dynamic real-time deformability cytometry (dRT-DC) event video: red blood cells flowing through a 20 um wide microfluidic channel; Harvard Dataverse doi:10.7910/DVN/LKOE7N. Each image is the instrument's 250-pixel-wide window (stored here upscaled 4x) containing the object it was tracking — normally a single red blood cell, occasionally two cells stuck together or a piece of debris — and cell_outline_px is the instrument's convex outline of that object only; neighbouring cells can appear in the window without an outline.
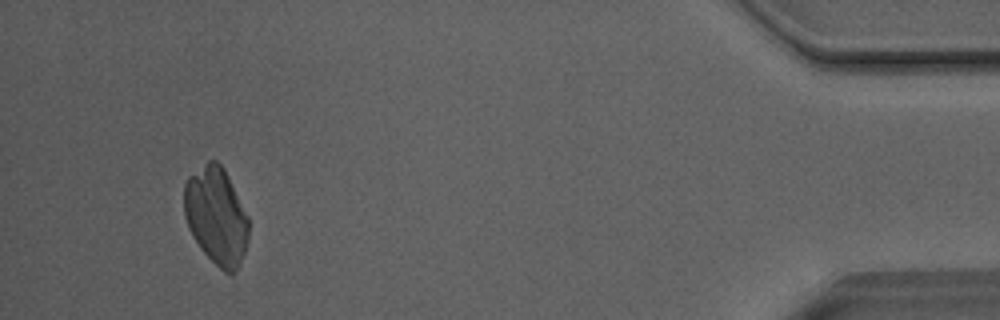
{"species": "Egyptian fruit bat (a non-hibernating species)", "species_latin": "Rousettus aegyptiacus", "temperature_condition": "room temperature", "stored_images_in_passage": 45, "camera_frame_rate_fps": 3000, "um_per_image_px": 0.085, "animal": {"sex": "male"}, "frame": {"image": 1, "passage_image": 42, "time_ms": 13.667, "image_size_px": [1000, 320], "cell_outline_px": [[248, 240], [240, 264], [232, 276], [228, 276], [200, 248], [192, 236], [188, 228], [184, 216], [184, 184], [188, 176], [208, 160], [216, 160], [224, 168], [248, 216]], "centroid_in_image_um": [18.37, 18.36], "position_along_channel_um": 416.8, "area_um2": 36.76}}